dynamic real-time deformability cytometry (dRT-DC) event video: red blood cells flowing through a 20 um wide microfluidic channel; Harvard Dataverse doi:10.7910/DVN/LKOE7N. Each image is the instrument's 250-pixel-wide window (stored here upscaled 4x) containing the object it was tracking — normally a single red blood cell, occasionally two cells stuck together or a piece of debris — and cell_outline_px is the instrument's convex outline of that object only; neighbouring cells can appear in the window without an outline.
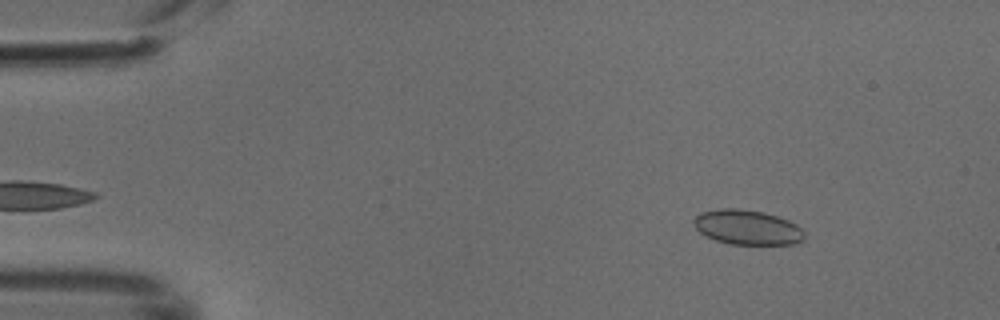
{"species": "common noctule bat (a hibernating species)", "species_latin": "Nyctalus noctula", "temperature_condition": "cold", "stored_images_in_passage": 48, "segment_of_instrument_passage": [1, 2], "camera_frame_rate_fps": 3000, "um_per_image_px": 0.085, "animal": {"sex": "male", "body_mass_g": 18.8}, "frame": {"image": 1, "passage_image": 4, "time_ms": 1.0, "image_size_px": [1000, 320], "cell_outline_px": [[804, 240], [792, 244], [728, 244], [704, 236], [692, 224], [692, 220], [700, 212], [720, 208], [740, 208], [764, 212], [788, 220], [796, 224], [804, 232]], "centroid_in_image_um": [63.48, 19.31], "position_along_channel_um": 21.5, "area_um2": 22.6}}
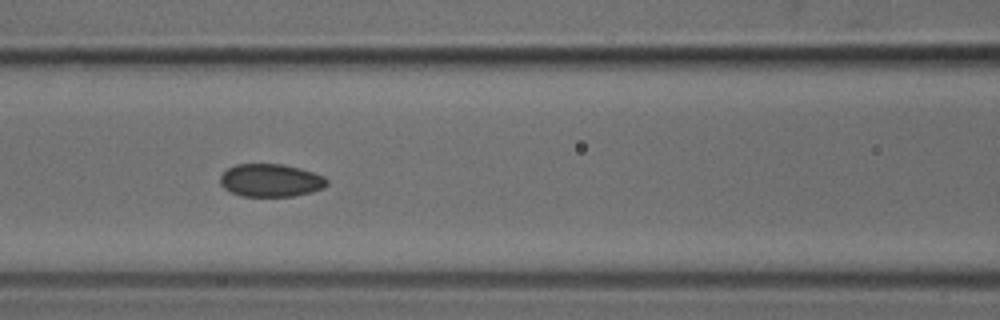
{"frame": {"image": 2, "passage_image": 19, "time_ms": 6.0, "image_size_px": [1000, 320], "cell_outline_px": [[328, 184], [324, 188], [312, 192], [292, 196], [240, 196], [224, 188], [220, 184], [220, 176], [228, 168], [236, 164], [284, 164], [300, 168], [324, 176], [328, 180]], "centroid_in_image_um": [23.02, 15.33], "position_along_channel_um": 143.6, "area_um2": 20.52}}
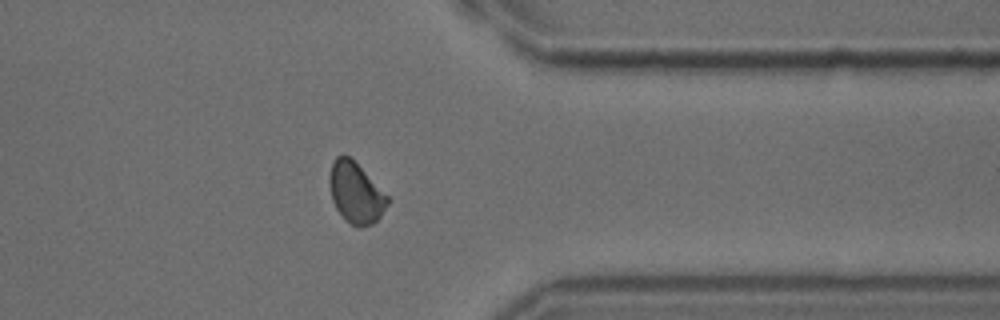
{"frame": {"image": 3, "passage_image": 37, "time_ms": 12.0, "image_size_px": [1000, 320], "cell_outline_px": [[388, 204], [380, 216], [372, 224], [360, 228], [356, 228], [344, 220], [336, 208], [332, 200], [328, 180], [332, 160], [336, 156], [348, 156], [388, 196]], "centroid_in_image_um": [30.2, 16.43], "position_along_channel_um": 381.2, "area_um2": 20.35}}